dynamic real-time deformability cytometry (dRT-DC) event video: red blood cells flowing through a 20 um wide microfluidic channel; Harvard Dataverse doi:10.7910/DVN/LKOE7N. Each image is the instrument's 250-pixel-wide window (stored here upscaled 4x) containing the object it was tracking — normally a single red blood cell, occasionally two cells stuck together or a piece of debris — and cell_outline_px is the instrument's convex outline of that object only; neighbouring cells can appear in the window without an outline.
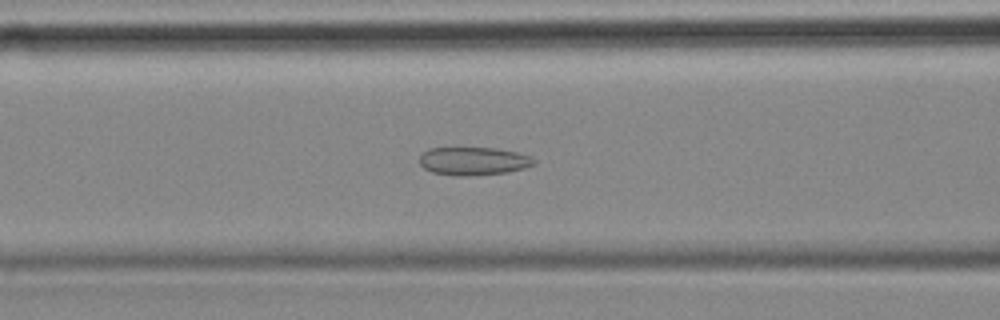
{"species": "common noctule bat (a hibernating species)", "species_latin": "Nyctalus noctula", "temperature_condition": "cold", "stored_images_in_passage": 55, "camera_frame_rate_fps": 3000, "um_per_image_px": 0.085, "animal": {"sex": "female", "body_mass_g": 18.4}, "frame": {"image": 1, "passage_image": 21, "time_ms": 6.667, "image_size_px": [1000, 320], "cell_outline_px": [[536, 164], [524, 168], [508, 172], [468, 176], [456, 176], [432, 172], [424, 168], [420, 164], [420, 156], [428, 148], [496, 148], [516, 152], [532, 156], [536, 160]], "centroid_in_image_um": [40.27, 13.69], "position_along_channel_um": 126.3, "area_um2": 18.84}}
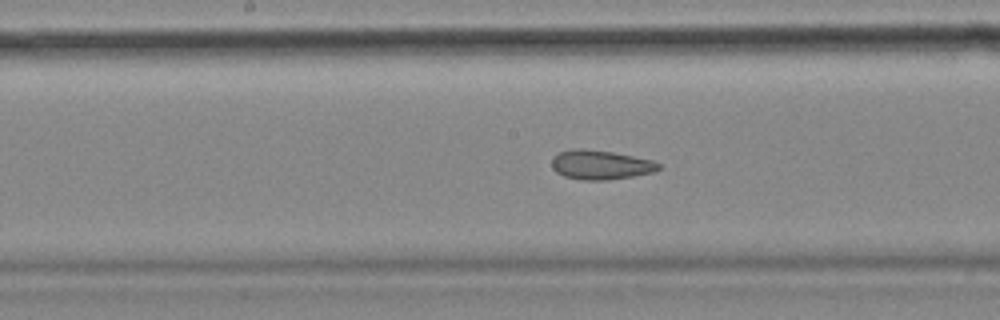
{"frame": {"image": 2, "passage_image": 27, "time_ms": 8.667, "image_size_px": [1000, 320], "cell_outline_px": [[660, 168], [652, 172], [632, 176], [608, 180], [580, 180], [564, 176], [556, 172], [552, 168], [552, 156], [560, 152], [572, 148], [584, 148], [612, 152], [652, 160], [660, 164]], "centroid_in_image_um": [51.0, 14.0], "position_along_channel_um": 197.2, "area_um2": 18.26}}
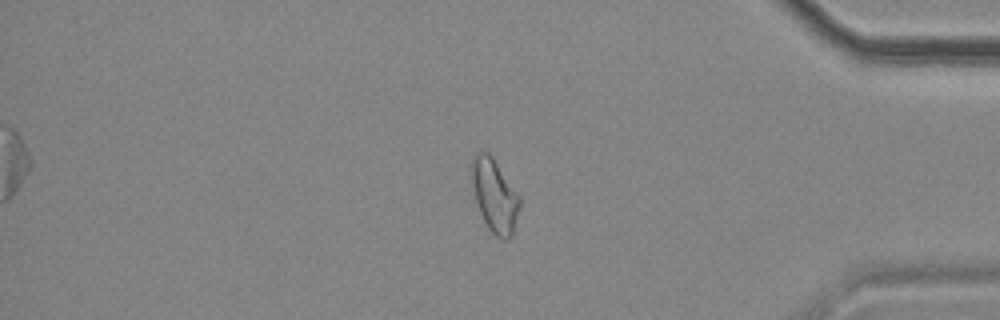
{"frame": {"image": 3, "passage_image": 46, "time_ms": 15.0, "image_size_px": [1000, 320], "cell_outline_px": [[520, 208], [512, 236], [508, 240], [500, 240], [488, 228], [480, 212], [476, 200], [468, 172], [468, 168], [476, 152], [480, 148], [488, 152], [492, 156], [520, 196]], "centroid_in_image_um": [42.01, 16.58], "position_along_channel_um": 393.2, "area_um2": 20.98}, "authors_computed_cell_mechanics": {"area_um2": 20.8658, "velocity_mm_per_s": 3.5437, "shape_relaxation_time_tau1_ms": null, "shape_relaxation_time_tau2_ms": 1.9209, "deformation_change_tau1": null, "deformation_change_tau2": 0.0745}}